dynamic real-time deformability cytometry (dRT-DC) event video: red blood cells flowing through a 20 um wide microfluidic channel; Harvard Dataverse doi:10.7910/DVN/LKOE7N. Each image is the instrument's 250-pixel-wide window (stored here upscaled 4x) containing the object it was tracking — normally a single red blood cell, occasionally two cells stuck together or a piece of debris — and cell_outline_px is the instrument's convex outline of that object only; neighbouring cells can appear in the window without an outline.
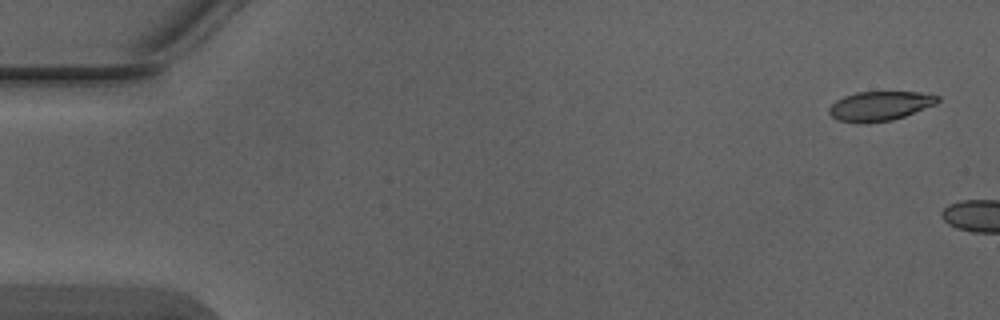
{"species": "Egyptian fruit bat (a non-hibernating species)", "species_latin": "Rousettus aegyptiacus", "temperature_condition": "warm", "stored_images_in_passage": 2, "camera_frame_rate_fps": 3000, "um_per_image_px": 0.085, "animal": {"sex": "male"}, "frame": {"image": 1, "passage_image": 1, "time_ms": 0.0, "image_size_px": [1000, 320], "cell_outline_px": [[940, 100], [936, 104], [904, 116], [892, 120], [868, 124], [864, 124], [836, 120], [828, 112], [828, 108], [836, 100], [844, 96], [856, 92], [920, 92], [940, 96]], "centroid_in_image_um": [74.77, 9.02], "position_along_channel_um": 10.2, "area_um2": 18.79}}